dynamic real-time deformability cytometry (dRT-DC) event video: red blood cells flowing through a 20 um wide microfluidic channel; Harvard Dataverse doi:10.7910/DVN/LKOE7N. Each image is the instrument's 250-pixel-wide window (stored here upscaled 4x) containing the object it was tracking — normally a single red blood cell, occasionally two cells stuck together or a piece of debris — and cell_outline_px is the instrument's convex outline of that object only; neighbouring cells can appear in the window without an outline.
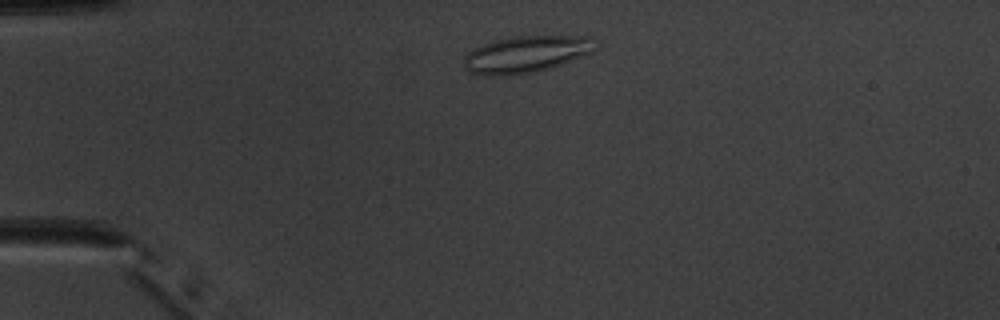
{"species": "common noctule bat (a hibernating species)", "species_latin": "Nyctalus noctula", "temperature_condition": "warm", "stored_images_in_passage": 44, "camera_frame_rate_fps": 3000, "um_per_image_px": 0.085, "animal": {"sex": "male", "body_mass_g": 20.1, "forearm_length_mm": 53.5}, "frame": {"image": 1, "passage_image": 5, "time_ms": 1.333, "image_size_px": [1000, 320], "cell_outline_px": [[588, 52], [580, 56], [560, 64], [536, 72], [512, 76], [484, 76], [468, 72], [464, 68], [464, 56], [472, 48], [496, 40], [516, 36], [588, 36]], "centroid_in_image_um": [44.5, 4.65], "position_along_channel_um": 40.5, "area_um2": 27.51}}
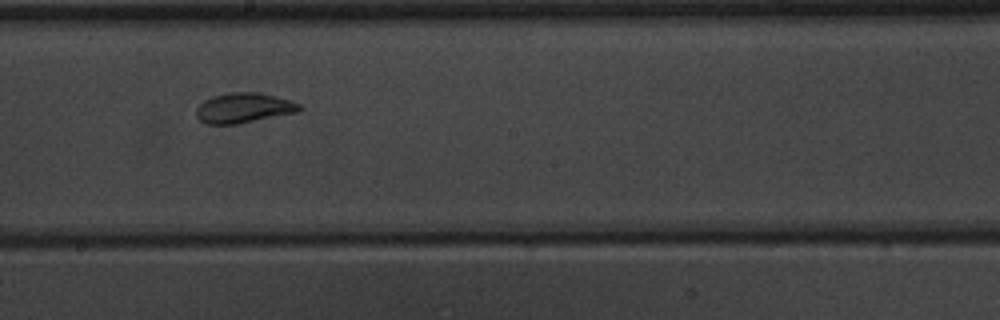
{"frame": {"image": 2, "passage_image": 22, "time_ms": 7.0, "image_size_px": [1000, 320], "cell_outline_px": [[304, 108], [300, 112], [236, 124], [204, 124], [196, 116], [196, 108], [204, 100], [212, 96], [228, 92], [260, 92], [292, 100], [300, 104]], "centroid_in_image_um": [20.75, 9.17], "position_along_channel_um": 227.5, "area_um2": 18.38}}
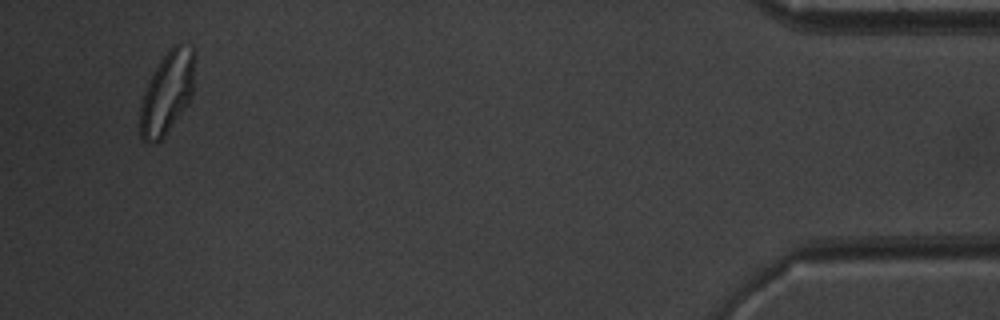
{"frame": {"image": 3, "passage_image": 42, "time_ms": 13.667, "image_size_px": [1000, 320], "cell_outline_px": [[192, 96], [188, 104], [164, 136], [156, 144], [144, 144], [140, 140], [140, 104], [144, 92], [160, 60], [168, 48], [172, 44], [180, 44], [192, 48]], "centroid_in_image_um": [14.15, 7.97], "position_along_channel_um": 421.1, "area_um2": 25.78}, "authors_computed_cell_mechanics": {"area_um2": 19.7965, "velocity_mm_per_s": 3.9454, "shape_relaxation_time_tau1_ms": 5.3231, "shape_relaxation_time_tau2_ms": 0.9093, "deformation_change_tau1": 0.1607, "deformation_change_tau2": 0.0672}}